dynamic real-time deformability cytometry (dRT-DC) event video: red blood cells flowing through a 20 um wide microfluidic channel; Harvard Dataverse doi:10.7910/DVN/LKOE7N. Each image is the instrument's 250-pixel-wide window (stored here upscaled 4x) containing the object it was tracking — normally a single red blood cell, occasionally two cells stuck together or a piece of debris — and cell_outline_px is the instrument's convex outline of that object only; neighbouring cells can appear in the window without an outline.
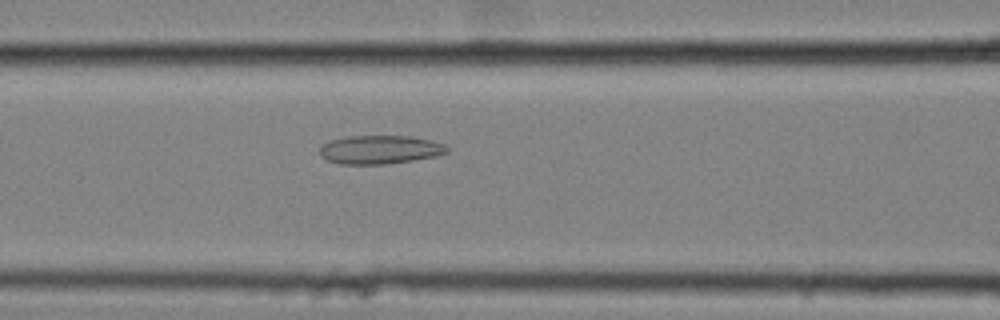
{"species": "common noctule bat (a hibernating species)", "species_latin": "Nyctalus noctula", "temperature_condition": "cold", "stored_images_in_passage": 41, "camera_frame_rate_fps": 3000, "um_per_image_px": 0.085, "animal": {"sex": "female", "body_mass_g": 25.1}, "frame": {"image": 1, "passage_image": 9, "time_ms": 2.667, "image_size_px": [1000, 320], "cell_outline_px": [[448, 152], [436, 156], [412, 160], [384, 164], [340, 164], [328, 160], [320, 156], [320, 148], [324, 144], [332, 140], [348, 136], [408, 136], [428, 140], [444, 144], [448, 148]], "centroid_in_image_um": [32.28, 12.72], "position_along_channel_um": 134.3, "area_um2": 20.92}}
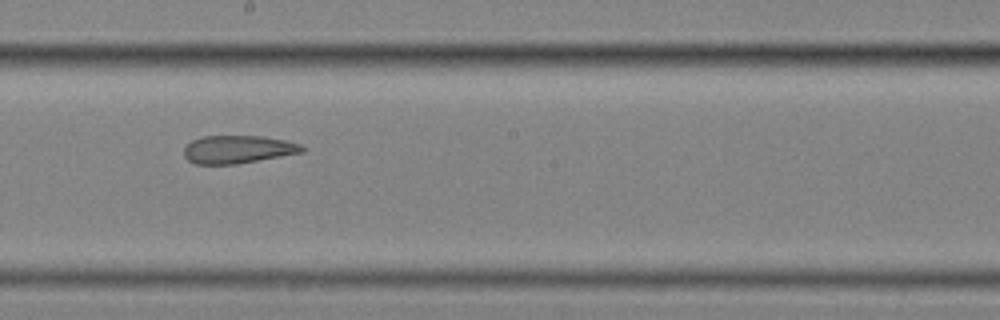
{"frame": {"image": 2, "passage_image": 17, "time_ms": 5.333, "image_size_px": [1000, 320], "cell_outline_px": [[304, 152], [236, 164], [196, 164], [188, 160], [184, 156], [184, 148], [192, 140], [204, 136], [264, 136], [284, 140], [300, 144], [304, 148]], "centroid_in_image_um": [20.21, 12.7], "position_along_channel_um": 228.0, "area_um2": 19.13}}
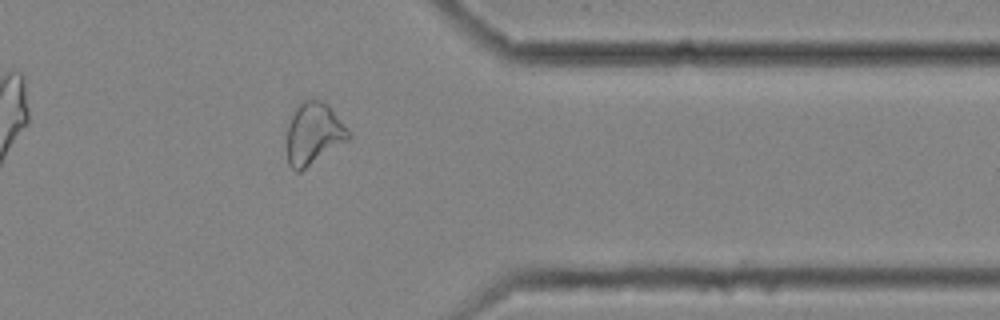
{"frame": {"image": 3, "passage_image": 31, "time_ms": 10.0, "image_size_px": [1000, 320], "cell_outline_px": [[352, 136], [348, 140], [300, 172], [296, 172], [288, 164], [288, 124], [296, 108], [304, 100], [320, 100], [328, 104], [332, 108], [352, 132]], "centroid_in_image_um": [26.7, 11.36], "position_along_channel_um": 384.7, "area_um2": 22.2}, "authors_computed_cell_mechanics": {"area_um2": 21.5594, "velocity_mm_per_s": 3.5233, "shape_relaxation_time_tau1_ms": null, "shape_relaxation_time_tau2_ms": 2.491, "deformation_change_tau1": null, "deformation_change_tau2": 0.105}}